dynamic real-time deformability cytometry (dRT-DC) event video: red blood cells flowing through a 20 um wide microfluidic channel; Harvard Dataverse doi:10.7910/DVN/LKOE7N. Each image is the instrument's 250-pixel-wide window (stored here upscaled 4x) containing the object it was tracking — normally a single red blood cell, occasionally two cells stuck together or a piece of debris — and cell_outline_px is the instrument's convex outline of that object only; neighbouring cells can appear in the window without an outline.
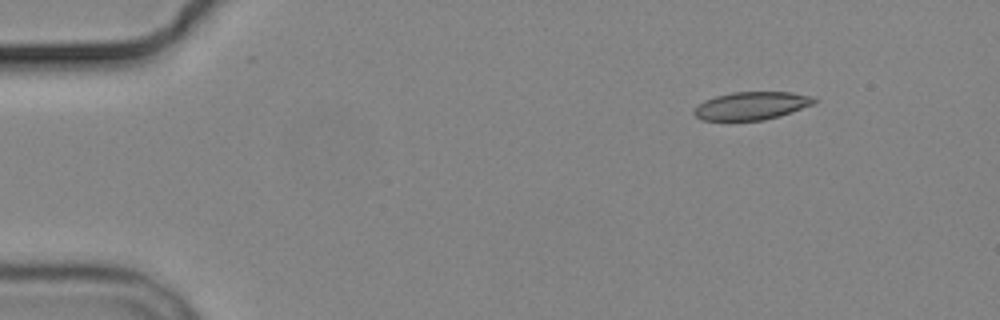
{"species": "common noctule bat (a hibernating species)", "species_latin": "Nyctalus noctula", "temperature_condition": "cold", "stored_images_in_passage": 4, "camera_frame_rate_fps": 3000, "um_per_image_px": 0.085, "animal": {"sex": "male", "body_mass_g": 19.2, "forearm_length_mm": 51.8}, "frame": {"image": 1, "passage_image": 1, "time_ms": 0.0, "image_size_px": [1000, 320], "cell_outline_px": [[820, 100], [812, 104], [792, 112], [780, 116], [764, 120], [700, 120], [692, 112], [704, 100], [716, 96], [732, 92], [792, 92], [812, 96]], "centroid_in_image_um": [63.9, 8.98], "position_along_channel_um": 21.1, "area_um2": 19.54}}
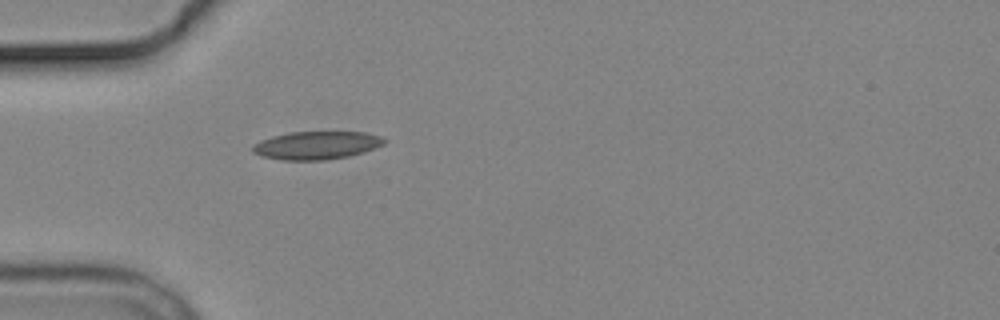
{"frame": {"image": 2, "passage_image": 4, "time_ms": 3.333, "image_size_px": [1000, 320], "cell_outline_px": [[388, 140], [384, 144], [376, 148], [348, 156], [324, 160], [284, 160], [260, 156], [252, 152], [252, 144], [260, 140], [272, 136], [292, 132], [364, 132], [380, 136]], "centroid_in_image_um": [26.89, 12.35], "position_along_channel_um": 58.1, "area_um2": 21.56}}